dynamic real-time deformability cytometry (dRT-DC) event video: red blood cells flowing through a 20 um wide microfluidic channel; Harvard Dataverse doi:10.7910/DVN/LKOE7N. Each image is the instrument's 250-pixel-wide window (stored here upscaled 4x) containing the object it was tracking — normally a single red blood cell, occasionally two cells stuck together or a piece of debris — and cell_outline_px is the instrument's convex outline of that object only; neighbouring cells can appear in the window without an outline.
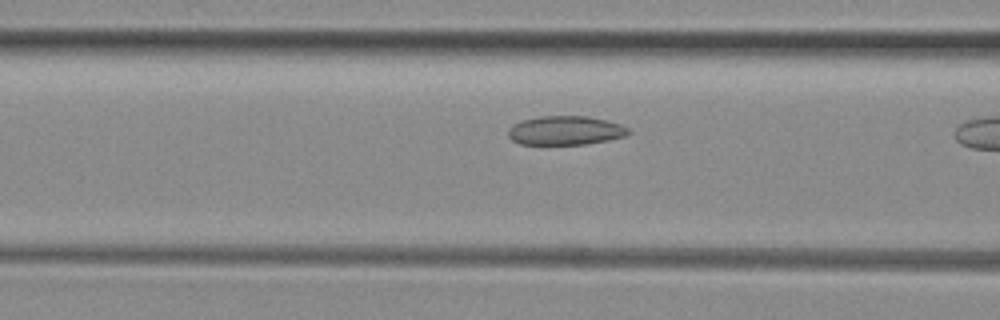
{"species": "common noctule bat (a hibernating species)", "species_latin": "Nyctalus noctula", "temperature_condition": "room temperature", "stored_images_in_passage": 8, "camera_frame_rate_fps": 3000, "um_per_image_px": 0.085, "animal": {"sex": "female", "body_mass_g": 29.2, "forearm_length_mm": 56.3}, "frame": {"image": 1, "passage_image": 7, "time_ms": 2.0, "image_size_px": [1000, 320], "cell_outline_px": [[632, 132], [628, 136], [608, 140], [584, 144], [520, 144], [512, 140], [508, 136], [508, 128], [512, 124], [520, 120], [540, 116], [588, 116], [620, 124], [628, 128]], "centroid_in_image_um": [48.05, 11.09], "position_along_channel_um": 118.6, "area_um2": 20.46}}